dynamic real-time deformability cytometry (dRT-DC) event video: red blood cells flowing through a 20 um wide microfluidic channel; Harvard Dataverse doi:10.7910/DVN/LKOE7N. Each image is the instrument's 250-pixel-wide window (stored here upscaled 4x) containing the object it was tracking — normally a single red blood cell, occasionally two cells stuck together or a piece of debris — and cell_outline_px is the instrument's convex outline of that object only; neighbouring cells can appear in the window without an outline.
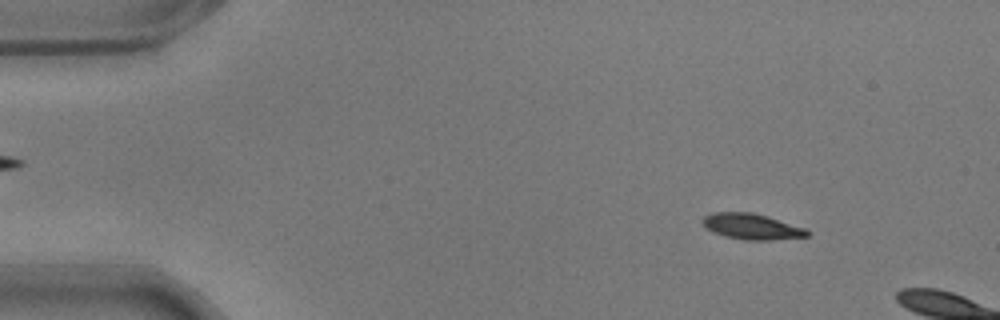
{"species": "common noctule bat (a hibernating species)", "species_latin": "Nyctalus noctula", "temperature_condition": "warm", "stored_images_in_passage": 10, "camera_frame_rate_fps": 3000, "um_per_image_px": 0.085, "animal": {"sex": "male", "body_mass_g": 17.9}, "frame": {"image": 1, "passage_image": 7, "time_ms": 2.0, "image_size_px": [1000, 320], "cell_outline_px": [[808, 236], [768, 240], [744, 240], [724, 236], [712, 232], [700, 220], [704, 216], [712, 212], [752, 212], [768, 216], [804, 228], [808, 232]], "centroid_in_image_um": [63.84, 19.24], "position_along_channel_um": 21.2, "area_um2": 15.61}}